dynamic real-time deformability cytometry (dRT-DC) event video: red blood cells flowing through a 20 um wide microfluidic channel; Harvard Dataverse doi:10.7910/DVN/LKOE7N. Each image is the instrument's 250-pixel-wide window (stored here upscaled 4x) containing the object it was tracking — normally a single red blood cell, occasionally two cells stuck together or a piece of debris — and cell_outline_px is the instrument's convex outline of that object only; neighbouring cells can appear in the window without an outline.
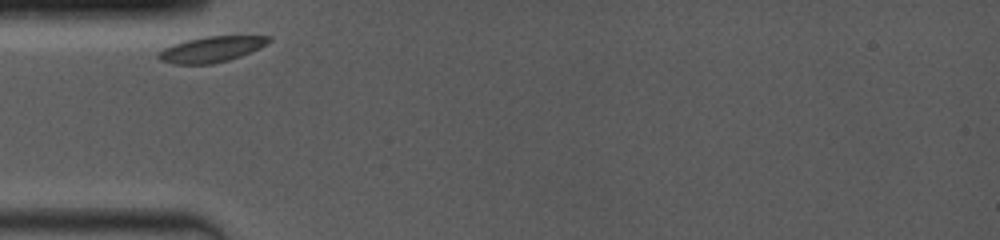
{"species": "common noctule bat (a hibernating species)", "species_latin": "Nyctalus noctula", "temperature_condition": "room temperature", "stored_images_in_passage": 5, "camera_frame_rate_fps": 4000, "um_per_image_px": 0.085, "animal": {"sex": "female", "body_mass_g": 19.0, "forearm_length_mm": 53.3}, "frame": {"image": 1, "passage_image": 1, "time_ms": 0.0, "image_size_px": [1000, 240], "cell_outline_px": [[272, 40], [260, 48], [240, 56], [228, 60], [212, 64], [172, 64], [160, 60], [156, 56], [164, 48], [172, 44], [204, 36], [272, 36]], "centroid_in_image_um": [17.97, 4.19], "position_along_channel_um": 67.0, "area_um2": 16.47}}
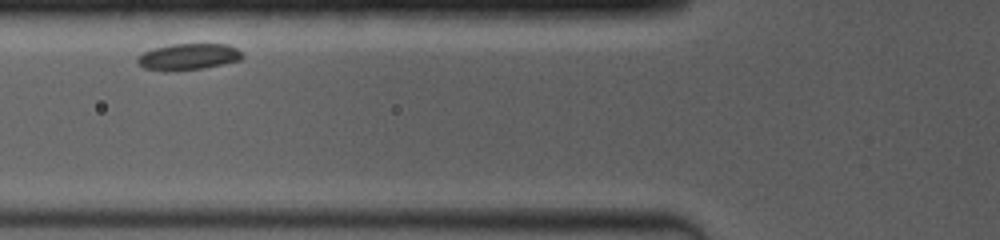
{"frame": {"image": 2, "passage_image": 4, "time_ms": 1.25, "image_size_px": [1000, 240], "cell_outline_px": [[244, 56], [240, 60], [204, 68], [168, 72], [164, 72], [144, 68], [136, 64], [136, 56], [152, 48], [172, 44], [228, 44], [236, 48]], "centroid_in_image_um": [15.93, 4.83], "position_along_channel_um": 109.9, "area_um2": 16.42}}